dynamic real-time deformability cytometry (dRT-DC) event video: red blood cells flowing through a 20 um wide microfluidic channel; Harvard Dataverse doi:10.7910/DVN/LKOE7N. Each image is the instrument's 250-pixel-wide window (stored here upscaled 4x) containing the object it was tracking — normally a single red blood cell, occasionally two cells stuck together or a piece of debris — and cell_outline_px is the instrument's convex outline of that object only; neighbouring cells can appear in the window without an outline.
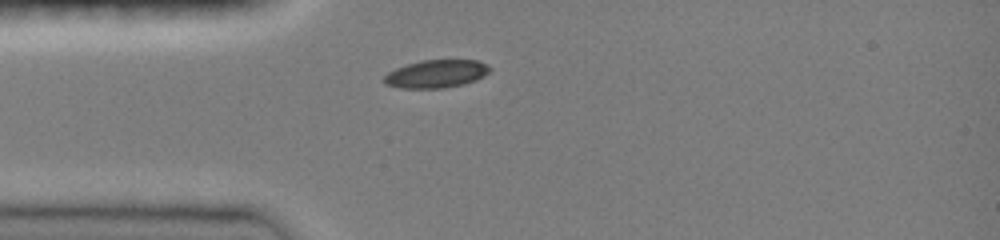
{"species": "common noctule bat (a hibernating species)", "species_latin": "Nyctalus noctula", "temperature_condition": "room temperature", "stored_images_in_passage": 47, "camera_frame_rate_fps": 3000, "um_per_image_px": 0.085, "animal": {"sex": "female", "body_mass_g": 19.0, "forearm_length_mm": 51.5}, "frame": {"image": 1, "passage_image": 1, "time_ms": 0.0, "image_size_px": [1000, 240], "cell_outline_px": [[492, 68], [484, 76], [476, 80], [464, 84], [444, 88], [400, 88], [384, 84], [380, 80], [388, 72], [396, 68], [420, 60], [480, 60], [488, 64]], "centroid_in_image_um": [37.08, 6.28], "position_along_channel_um": 47.9, "area_um2": 17.46}}
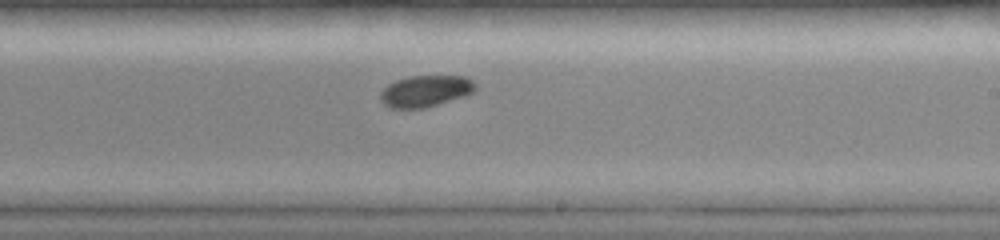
{"frame": {"image": 2, "passage_image": 18, "time_ms": 5.333, "image_size_px": [1000, 240], "cell_outline_px": [[476, 88], [472, 92], [464, 96], [424, 108], [388, 108], [380, 100], [380, 92], [388, 84], [396, 80], [408, 76], [464, 76], [472, 80], [476, 84]], "centroid_in_image_um": [36.14, 7.74], "position_along_channel_um": 252.9, "area_um2": 17.4}}
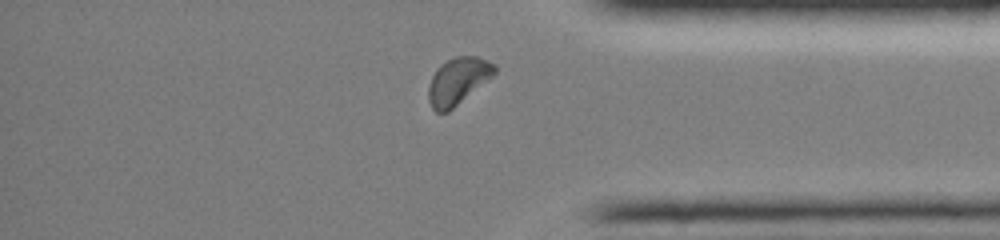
{"frame": {"image": 3, "passage_image": 40, "time_ms": 9.0, "image_size_px": [1000, 240], "cell_outline_px": [[496, 72], [492, 76], [448, 112], [436, 112], [432, 108], [428, 100], [428, 84], [436, 68], [440, 64], [456, 56], [476, 56], [488, 60], [496, 64]], "centroid_in_image_um": [38.9, 6.87], "position_along_channel_um": 396.3, "area_um2": 17.98}, "authors_computed_cell_mechanics": {"area_um2": 17.3978, "velocity_mm_per_s": 4.0015, "shape_relaxation_time_tau1_ms": 2.0323, "shape_relaxation_time_tau2_ms": null, "deformation_change_tau1": 0.0684, "deformation_change_tau2": null}}